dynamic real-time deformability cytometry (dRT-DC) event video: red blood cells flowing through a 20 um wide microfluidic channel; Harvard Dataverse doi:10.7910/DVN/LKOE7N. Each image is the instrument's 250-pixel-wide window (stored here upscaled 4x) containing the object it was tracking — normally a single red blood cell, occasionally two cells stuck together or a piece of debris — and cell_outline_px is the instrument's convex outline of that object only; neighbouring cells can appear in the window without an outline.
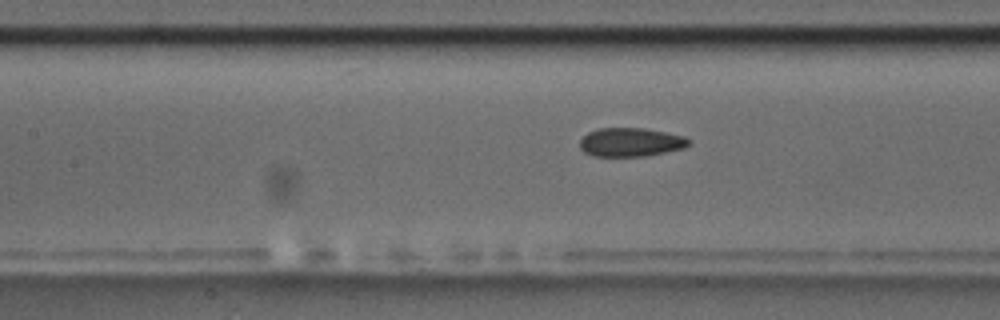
{"species": "common noctule bat (a hibernating species)", "species_latin": "Nyctalus noctula", "temperature_condition": "room temperature", "stored_images_in_passage": 44, "camera_frame_rate_fps": 3000, "um_per_image_px": 0.085, "animal": {"sex": "male", "body_mass_g": 17.5, "forearm_length_mm": 52.3}, "frame": {"image": 1, "passage_image": 20, "time_ms": 6.333, "image_size_px": [1000, 320], "cell_outline_px": [[692, 144], [684, 148], [648, 156], [592, 156], [584, 152], [580, 148], [580, 140], [588, 132], [600, 128], [644, 128], [684, 136], [692, 140]], "centroid_in_image_um": [53.64, 12.09], "position_along_channel_um": 153.8, "area_um2": 18.38}}
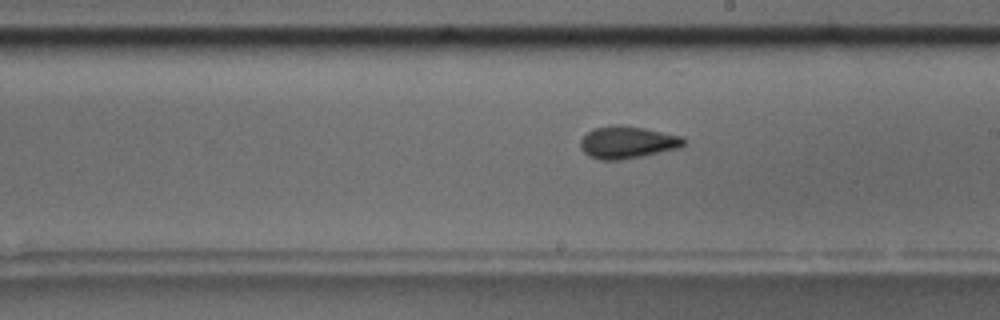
{"frame": {"image": 2, "passage_image": 27, "time_ms": 8.667, "image_size_px": [1000, 320], "cell_outline_px": [[684, 144], [680, 148], [620, 160], [600, 160], [588, 156], [580, 148], [580, 140], [592, 128], [620, 124], [644, 128], [680, 136], [684, 140]], "centroid_in_image_um": [53.28, 12.1], "position_along_channel_um": 235.7, "area_um2": 19.31}}
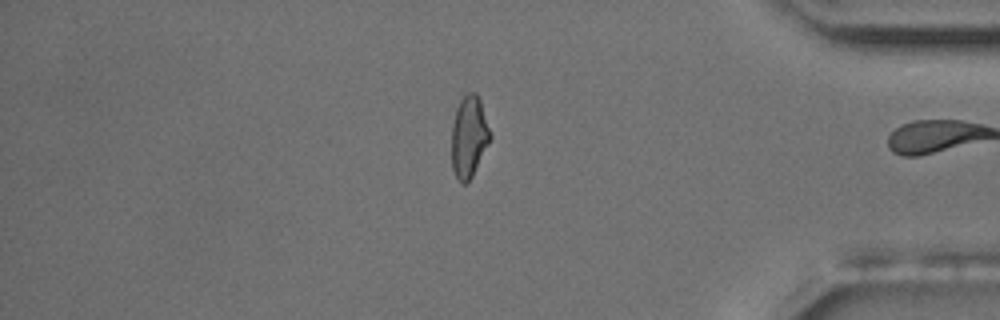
{"frame": {"image": 3, "passage_image": 43, "time_ms": 14.0, "image_size_px": [1000, 320], "cell_outline_px": [[492, 140], [472, 176], [464, 184], [460, 184], [452, 168], [452, 124], [456, 108], [460, 100], [468, 92], [476, 92], [480, 100], [492, 136]], "centroid_in_image_um": [39.87, 11.62], "position_along_channel_um": 395.3, "area_um2": 18.5}, "authors_computed_cell_mechanics": {"area_um2": 18.6694, "velocity_mm_per_s": 3.5275, "shape_relaxation_time_tau1_ms": 8.4537, "shape_relaxation_time_tau2_ms": 1.8015, "deformation_change_tau1": 0.1257, "deformation_change_tau2": 0.0697}}